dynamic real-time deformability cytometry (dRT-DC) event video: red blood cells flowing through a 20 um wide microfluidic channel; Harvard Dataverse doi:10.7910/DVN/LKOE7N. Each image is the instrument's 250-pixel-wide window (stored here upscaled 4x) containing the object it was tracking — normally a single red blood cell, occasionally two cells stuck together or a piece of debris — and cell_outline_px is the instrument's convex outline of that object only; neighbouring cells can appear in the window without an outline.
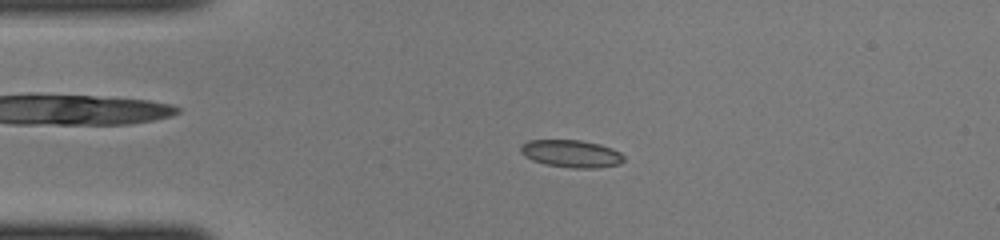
{"species": "common noctule bat (a hibernating species)", "species_latin": "Nyctalus noctula", "temperature_condition": "cold", "stored_images_in_passage": 35, "camera_frame_rate_fps": 3000, "um_per_image_px": 0.085, "animal": {"sex": "female", "body_mass_g": 22.0, "forearm_length_mm": 56.7}, "frame": {"image": 1, "passage_image": 1, "time_ms": 0.0, "image_size_px": [1000, 240], "cell_outline_px": [[624, 160], [620, 164], [596, 168], [572, 168], [544, 164], [532, 160], [524, 156], [520, 152], [520, 144], [528, 140], [580, 140], [600, 144], [612, 148], [620, 152], [624, 156]], "centroid_in_image_um": [48.54, 13.06], "position_along_channel_um": 36.5, "area_um2": 16.7}}
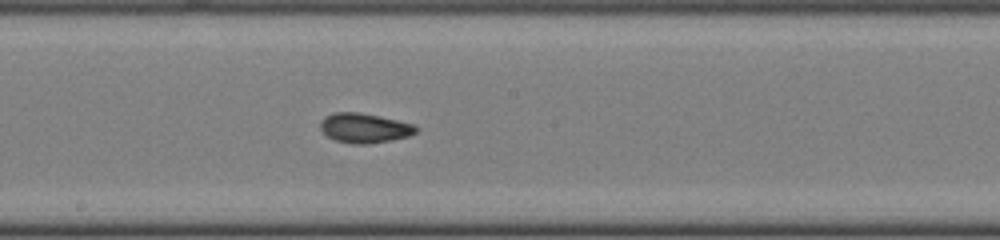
{"frame": {"image": 2, "passage_image": 15, "time_ms": 4.667, "image_size_px": [1000, 240], "cell_outline_px": [[420, 128], [416, 132], [408, 136], [392, 140], [368, 144], [352, 144], [336, 140], [328, 136], [320, 128], [320, 120], [324, 116], [336, 112], [356, 112], [416, 124]], "centroid_in_image_um": [30.99, 10.89], "position_along_channel_um": 217.2, "area_um2": 16.47}}
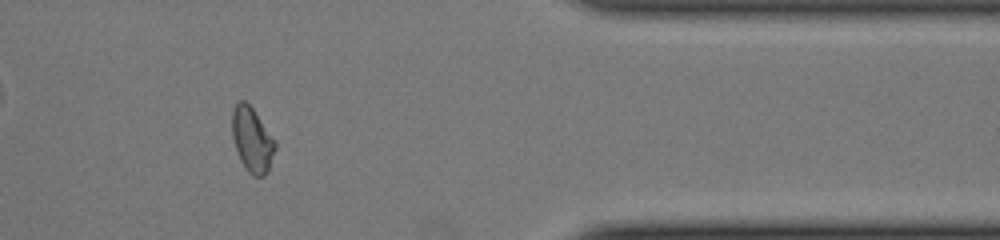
{"frame": {"image": 3, "passage_image": 28, "time_ms": 9.0, "image_size_px": [1000, 240], "cell_outline_px": [[276, 148], [268, 172], [264, 176], [252, 176], [248, 172], [240, 160], [232, 136], [232, 112], [236, 104], [240, 100], [244, 100], [252, 108], [276, 140]], "centroid_in_image_um": [21.45, 11.9], "position_along_channel_um": 390.0, "area_um2": 16.24}}